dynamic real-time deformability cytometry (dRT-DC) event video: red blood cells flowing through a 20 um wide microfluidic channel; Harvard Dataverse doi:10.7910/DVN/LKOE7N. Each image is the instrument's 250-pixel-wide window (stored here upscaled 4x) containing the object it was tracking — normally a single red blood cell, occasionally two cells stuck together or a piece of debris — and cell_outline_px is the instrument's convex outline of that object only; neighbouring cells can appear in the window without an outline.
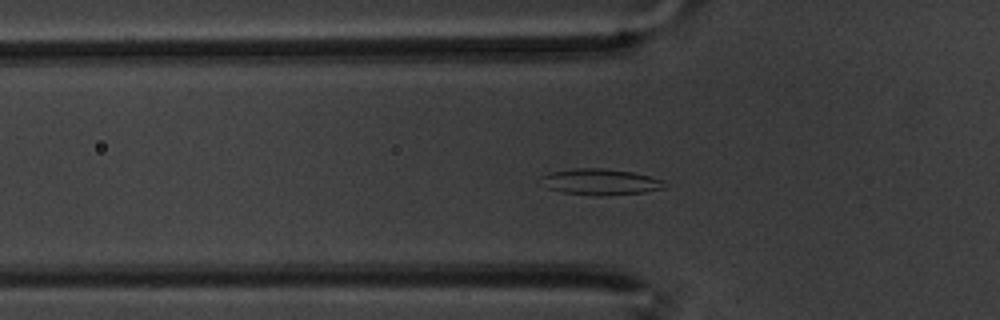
{"species": "common noctule bat (a hibernating species)", "species_latin": "Nyctalus noctula", "temperature_condition": "warm", "stored_images_in_passage": 53, "segment_of_instrument_passage": [1, 2], "camera_frame_rate_fps": 3000, "um_per_image_px": 0.085, "animal": {"sex": "male", "body_mass_g": 20.1, "forearm_length_mm": 53.5}, "frame": {"image": 1, "passage_image": 12, "time_ms": 3.667, "image_size_px": [1000, 320], "cell_outline_px": [[664, 188], [644, 192], [600, 196], [560, 192], [548, 188], [540, 176], [548, 172], [576, 168], [600, 168], [632, 172], [664, 180]], "centroid_in_image_um": [51.01, 15.46], "position_along_channel_um": 74.8, "area_um2": 18.61}}
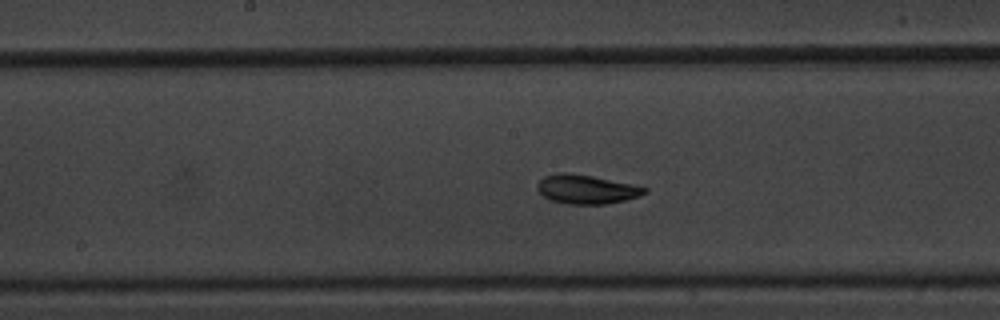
{"frame": {"image": 2, "passage_image": 23, "time_ms": 7.333, "image_size_px": [1000, 320], "cell_outline_px": [[648, 192], [640, 196], [624, 200], [604, 204], [568, 204], [552, 200], [544, 196], [536, 188], [540, 180], [544, 176], [560, 172], [568, 172], [592, 176], [632, 184], [648, 188]], "centroid_in_image_um": [49.86, 16.08], "position_along_channel_um": 198.3, "area_um2": 18.03}}
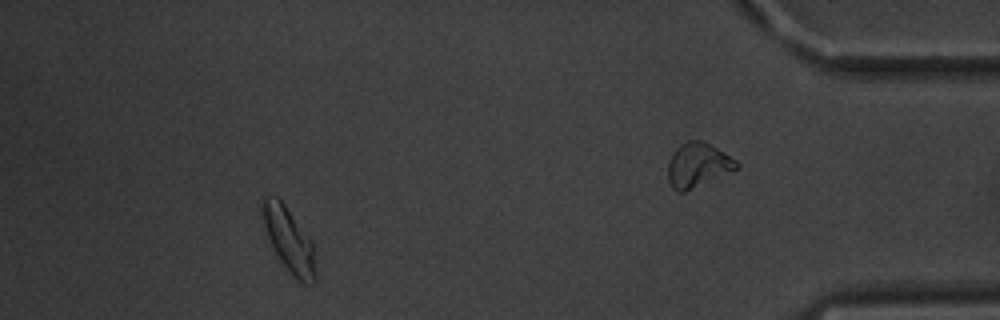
{"frame": {"image": 3, "passage_image": 47, "time_ms": 15.333, "image_size_px": [1000, 320], "cell_outline_px": [[316, 280], [312, 284], [304, 284], [288, 272], [280, 260], [268, 236], [260, 216], [260, 204], [264, 196], [276, 196], [284, 204], [312, 240], [316, 276]], "centroid_in_image_um": [24.54, 20.37], "position_along_channel_um": 410.7, "area_um2": 19.94}}